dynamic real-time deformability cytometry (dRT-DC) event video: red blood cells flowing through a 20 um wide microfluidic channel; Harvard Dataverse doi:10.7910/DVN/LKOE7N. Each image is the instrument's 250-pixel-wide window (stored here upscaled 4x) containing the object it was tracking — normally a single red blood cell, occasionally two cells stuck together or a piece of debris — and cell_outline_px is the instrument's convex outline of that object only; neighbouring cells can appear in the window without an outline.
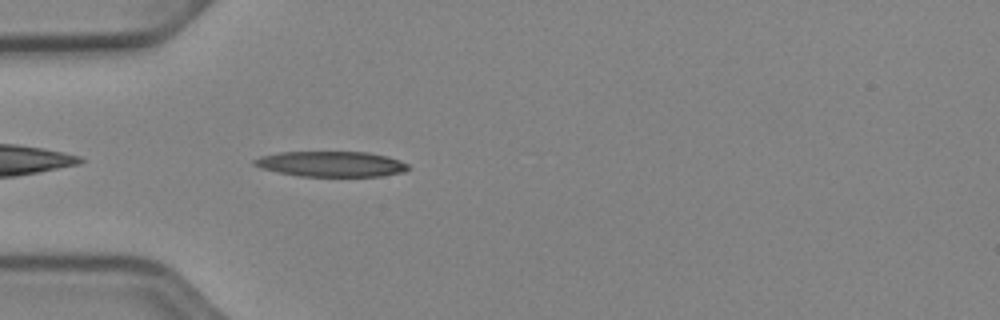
{"species": "Egyptian fruit bat (a non-hibernating species)", "species_latin": "Rousettus aegyptiacus", "temperature_condition": "cold", "stored_images_in_passage": 38, "camera_frame_rate_fps": 3000, "um_per_image_px": 0.085, "animal": {"sex": "female"}, "frame": {"image": 1, "passage_image": 2, "time_ms": 0.333, "image_size_px": [1000, 320], "cell_outline_px": [[408, 168], [404, 172], [380, 176], [300, 176], [260, 168], [252, 164], [252, 160], [260, 156], [280, 152], [368, 152], [388, 156], [400, 160], [408, 164]], "centroid_in_image_um": [28.14, 13.93], "position_along_channel_um": 56.9, "area_um2": 22.77}}
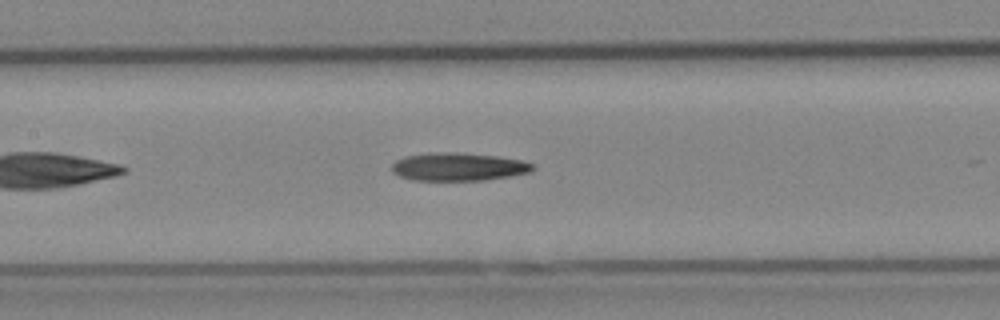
{"frame": {"image": 2, "passage_image": 11, "time_ms": 3.333, "image_size_px": [1000, 320], "cell_outline_px": [[536, 168], [532, 172], [484, 180], [412, 180], [400, 176], [392, 172], [392, 164], [396, 160], [408, 156], [448, 152], [496, 156], [520, 160], [536, 164]], "centroid_in_image_um": [39.01, 14.19], "position_along_channel_um": 168.4, "area_um2": 22.66}}
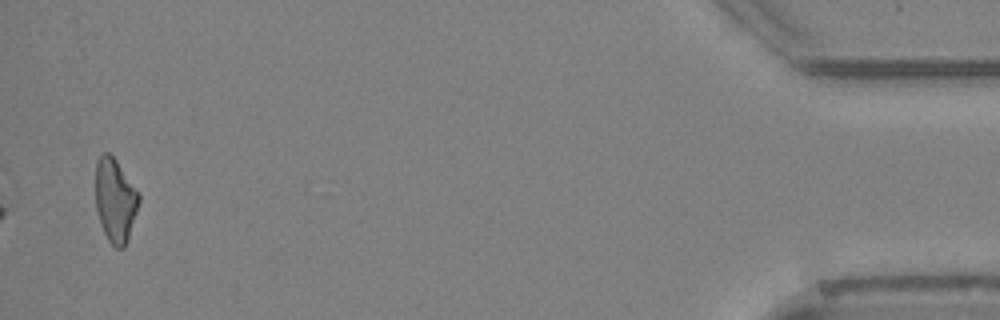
{"frame": {"image": 3, "passage_image": 37, "time_ms": 12.0, "image_size_px": [1000, 320], "cell_outline_px": [[140, 200], [128, 240], [124, 248], [116, 248], [108, 240], [100, 224], [96, 208], [96, 160], [104, 152], [108, 152], [116, 160], [140, 196]], "centroid_in_image_um": [9.78, 17.05], "position_along_channel_um": 425.4, "area_um2": 20.92}}